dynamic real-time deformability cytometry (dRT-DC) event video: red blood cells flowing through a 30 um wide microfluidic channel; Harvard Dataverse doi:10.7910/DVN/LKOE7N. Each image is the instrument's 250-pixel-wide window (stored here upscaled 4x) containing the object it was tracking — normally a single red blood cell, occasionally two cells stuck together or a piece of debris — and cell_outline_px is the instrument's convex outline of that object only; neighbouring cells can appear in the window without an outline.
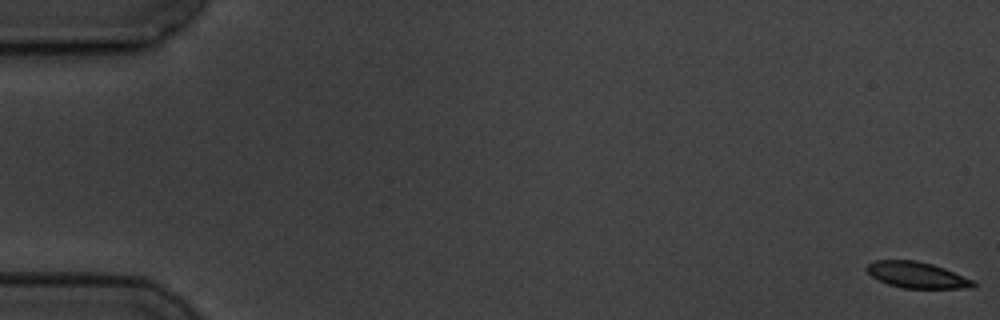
{"species": "common noctule bat (a hibernating species)", "species_latin": "Nyctalus noctula", "temperature_condition": "cold", "stored_images_in_passage": 6, "camera_frame_rate_fps": 3000, "um_per_image_px": 0.085, "animal": {"sex": "male", "body_mass_g": 19.5, "forearm_length_mm": 54.6}, "frame": {"image": 1, "passage_image": 1, "time_ms": 0.0, "image_size_px": [1000, 320], "cell_outline_px": [[976, 288], [904, 288], [888, 284], [872, 276], [864, 268], [868, 264], [876, 260], [916, 260], [932, 264], [944, 268], [972, 280], [976, 284]], "centroid_in_image_um": [77.93, 23.37], "position_along_channel_um": 7.1, "area_um2": 16.07}}
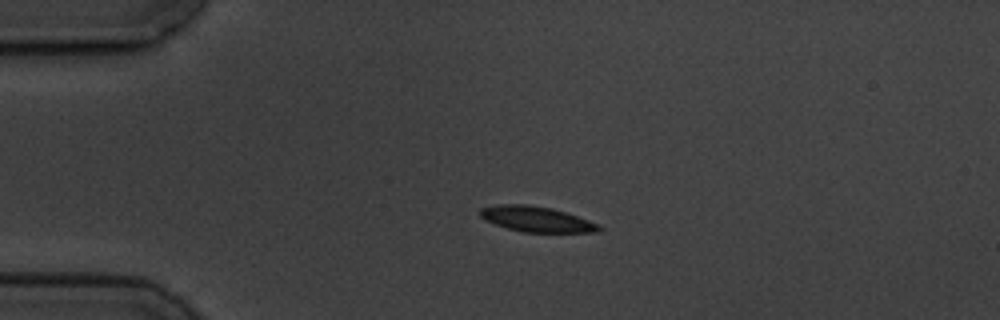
{"frame": {"image": 2, "passage_image": 4, "time_ms": 4.333, "image_size_px": [1000, 320], "cell_outline_px": [[604, 228], [600, 232], [524, 232], [508, 228], [484, 220], [480, 216], [480, 208], [500, 204], [528, 204], [552, 208], [600, 224]], "centroid_in_image_um": [45.62, 18.63], "position_along_channel_um": 39.4, "area_um2": 17.57}}
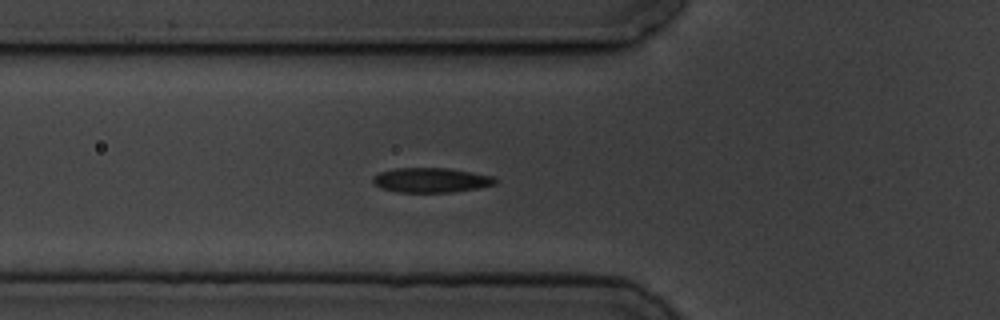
{"frame": {"image": 3, "passage_image": 6, "time_ms": 6.667, "image_size_px": [1000, 320], "cell_outline_px": [[496, 184], [476, 188], [452, 192], [396, 192], [380, 188], [372, 184], [372, 176], [380, 172], [396, 168], [448, 168], [472, 172], [492, 176], [496, 180]], "centroid_in_image_um": [36.58, 15.31], "position_along_channel_um": 89.2, "area_um2": 17.63}}